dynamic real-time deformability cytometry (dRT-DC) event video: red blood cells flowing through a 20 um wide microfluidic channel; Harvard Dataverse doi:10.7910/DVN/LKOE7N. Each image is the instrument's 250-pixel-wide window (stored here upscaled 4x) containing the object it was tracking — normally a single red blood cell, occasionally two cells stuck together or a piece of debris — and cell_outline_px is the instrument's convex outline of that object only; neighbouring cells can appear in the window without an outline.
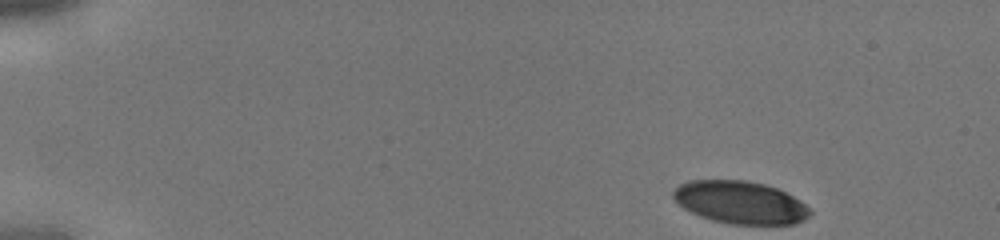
{"species": "human", "species_latin": "Homo sapiens", "temperature_condition": "cold", "stored_images_in_passage": 10, "camera_frame_rate_fps": 3000, "um_per_image_px": 0.085, "donor": {"sex": "male"}, "frame": {"image": 1, "passage_image": 1, "time_ms": 0.0, "image_size_px": [1000, 240], "cell_outline_px": [[812, 212], [804, 220], [796, 224], [728, 224], [712, 220], [700, 216], [684, 208], [672, 196], [672, 192], [680, 184], [688, 180], [744, 180], [764, 184], [776, 188], [800, 200]], "centroid_in_image_um": [62.91, 17.21], "position_along_channel_um": 22.1, "area_um2": 33.81}}
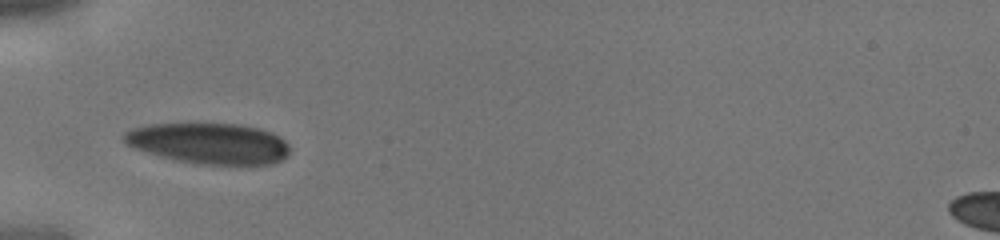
{"frame": {"image": 2, "passage_image": 9, "time_ms": 2.667, "image_size_px": [1000, 240], "cell_outline_px": [[288, 156], [272, 164], [200, 164], [176, 160], [160, 156], [132, 148], [120, 136], [124, 132], [132, 128], [148, 124], [196, 120], [240, 124], [260, 128], [272, 132], [280, 136], [288, 144]], "centroid_in_image_um": [17.72, 12.12], "position_along_channel_um": 67.3, "area_um2": 40.86}}